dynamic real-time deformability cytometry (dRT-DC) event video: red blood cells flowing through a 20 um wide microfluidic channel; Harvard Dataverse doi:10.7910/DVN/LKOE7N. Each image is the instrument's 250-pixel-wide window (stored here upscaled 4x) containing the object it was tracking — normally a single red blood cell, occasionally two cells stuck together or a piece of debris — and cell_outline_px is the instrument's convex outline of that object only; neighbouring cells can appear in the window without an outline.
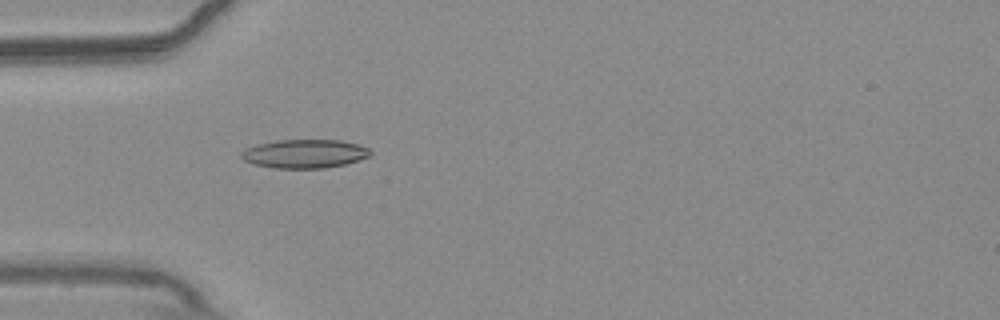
{"species": "common noctule bat (a hibernating species)", "species_latin": "Nyctalus noctula", "temperature_condition": "warm", "stored_images_in_passage": 50, "camera_frame_rate_fps": 3000, "um_per_image_px": 0.085, "animal": {"sex": "male", "body_mass_g": 20.4}, "frame": {"image": 1, "passage_image": 14, "time_ms": 4.333, "image_size_px": [1000, 320], "cell_outline_px": [[372, 152], [368, 156], [344, 164], [324, 168], [272, 168], [252, 164], [244, 160], [240, 156], [240, 152], [256, 144], [276, 140], [340, 140], [356, 144], [368, 148]], "centroid_in_image_um": [25.83, 13.07], "position_along_channel_um": 59.2, "area_um2": 21.44}}
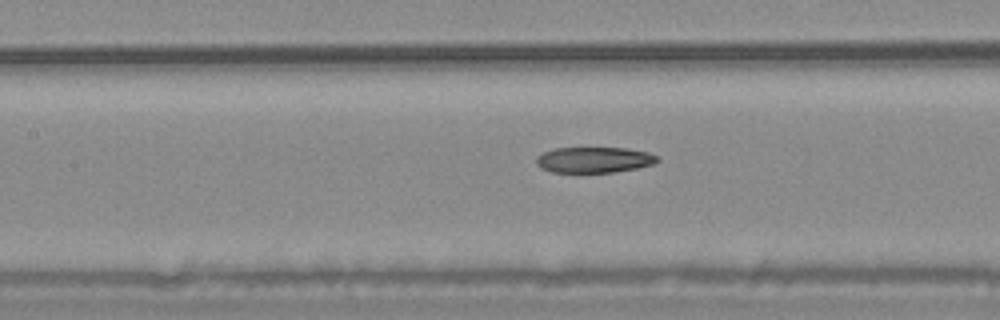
{"frame": {"image": 2, "passage_image": 22, "time_ms": 7.0, "image_size_px": [1000, 320], "cell_outline_px": [[660, 160], [652, 164], [636, 168], [612, 172], [552, 172], [540, 168], [536, 164], [536, 156], [544, 152], [556, 148], [628, 148], [648, 152], [656, 156]], "centroid_in_image_um": [50.47, 13.58], "position_along_channel_um": 156.9, "area_um2": 18.09}}
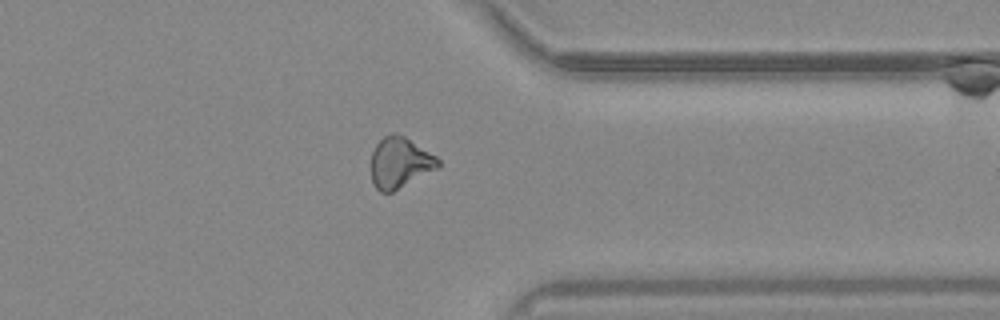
{"frame": {"image": 3, "passage_image": 40, "time_ms": 13.0, "image_size_px": [1000, 320], "cell_outline_px": [[440, 168], [392, 192], [380, 192], [376, 188], [372, 180], [372, 152], [376, 144], [384, 136], [404, 136], [436, 156], [440, 160]], "centroid_in_image_um": [34.02, 13.87], "position_along_channel_um": 377.4, "area_um2": 19.54}}